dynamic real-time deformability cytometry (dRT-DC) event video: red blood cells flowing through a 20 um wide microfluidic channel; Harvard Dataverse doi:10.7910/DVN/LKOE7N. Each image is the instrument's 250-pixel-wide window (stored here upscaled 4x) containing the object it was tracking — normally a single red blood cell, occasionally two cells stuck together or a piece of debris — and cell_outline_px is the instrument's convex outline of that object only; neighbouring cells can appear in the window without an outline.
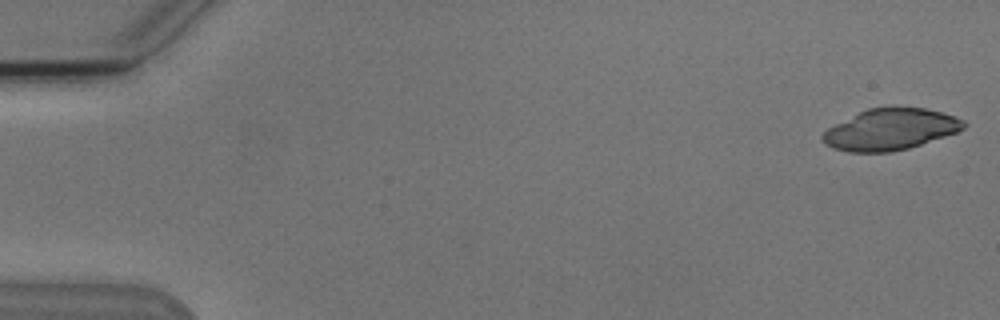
{"species": "Egyptian fruit bat (a non-hibernating species)", "species_latin": "Rousettus aegyptiacus", "temperature_condition": "cold", "stored_images_in_passage": 6, "camera_frame_rate_fps": 3000, "um_per_image_px": 0.085, "animal": {"sex": "male"}, "frame": {"image": 1, "passage_image": 1, "time_ms": 0.0, "image_size_px": [1000, 320], "cell_outline_px": [[968, 124], [964, 128], [956, 132], [908, 148], [892, 152], [848, 152], [832, 148], [824, 144], [820, 136], [828, 128], [868, 108], [892, 104], [924, 108], [956, 116], [964, 120]], "centroid_in_image_um": [75.68, 10.97], "position_along_channel_um": 9.3, "area_um2": 34.33}}